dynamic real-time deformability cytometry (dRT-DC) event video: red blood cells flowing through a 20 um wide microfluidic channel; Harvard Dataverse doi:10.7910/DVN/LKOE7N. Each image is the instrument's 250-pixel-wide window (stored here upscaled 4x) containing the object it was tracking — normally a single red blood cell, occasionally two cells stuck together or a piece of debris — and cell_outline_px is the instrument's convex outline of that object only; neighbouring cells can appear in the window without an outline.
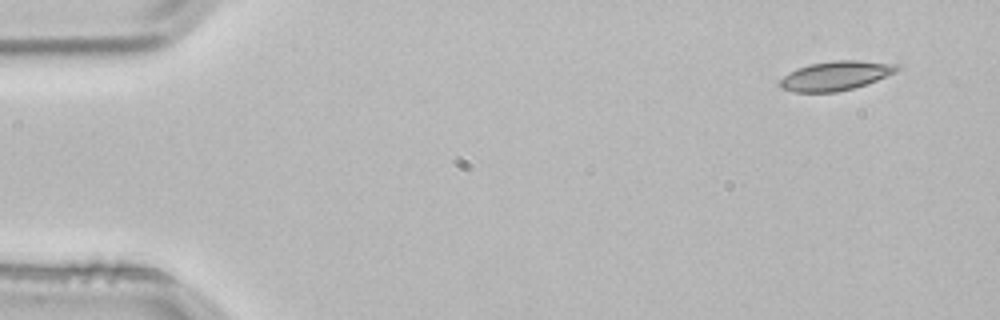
{"species": "common noctule bat (a hibernating species)", "species_latin": "Nyctalus noctula", "temperature_condition": "room temperature", "stored_images_in_passage": 3, "camera_frame_rate_fps": 3000, "um_per_image_px": 0.085, "animal": {"sex": "male", "body_mass_g": 21.5, "forearm_length_mm": 52.0}, "frame": {"image": 1, "passage_image": 1, "time_ms": 0.0, "image_size_px": [1000, 320], "cell_outline_px": [[904, 68], [896, 72], [876, 80], [852, 88], [836, 92], [796, 92], [784, 88], [780, 84], [780, 80], [784, 76], [796, 68], [808, 64], [832, 60], [856, 60], [900, 64]], "centroid_in_image_um": [71.08, 6.41], "position_along_channel_um": 13.9, "area_um2": 19.88}}
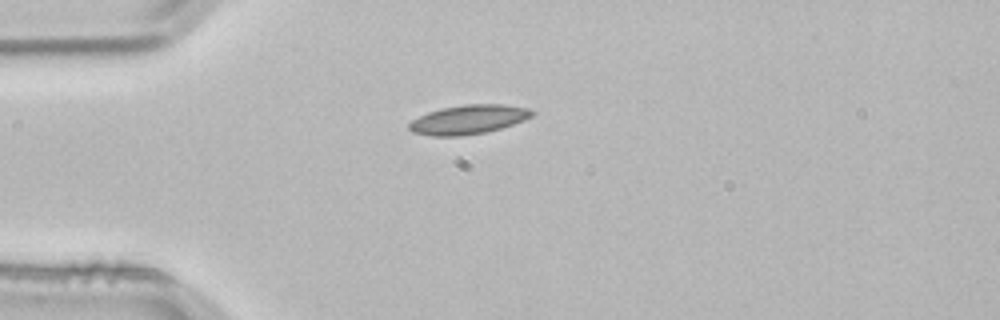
{"frame": {"image": 2, "passage_image": 3, "time_ms": 0.667, "image_size_px": [1000, 320], "cell_outline_px": [[536, 112], [532, 116], [524, 120], [500, 128], [484, 132], [460, 136], [432, 136], [412, 132], [408, 128], [408, 124], [412, 120], [428, 112], [440, 108], [464, 104], [504, 104], [528, 108]], "centroid_in_image_um": [39.81, 10.15], "position_along_channel_um": 45.2, "area_um2": 20.87}}